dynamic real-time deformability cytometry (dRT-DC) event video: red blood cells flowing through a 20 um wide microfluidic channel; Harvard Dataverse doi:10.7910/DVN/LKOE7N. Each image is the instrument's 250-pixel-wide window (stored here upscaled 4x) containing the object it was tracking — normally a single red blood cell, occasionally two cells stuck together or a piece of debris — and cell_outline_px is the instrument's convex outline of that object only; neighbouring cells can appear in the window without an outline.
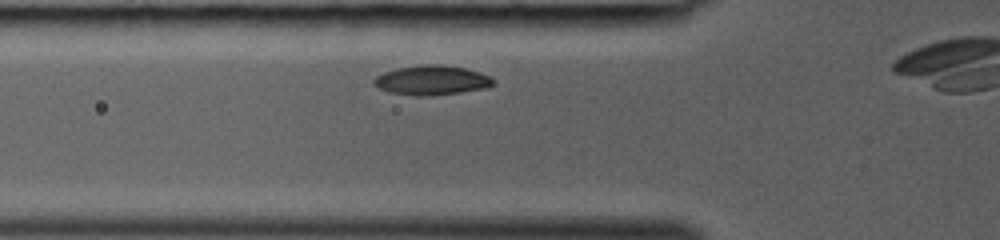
{"species": "common noctule bat (a hibernating species)", "species_latin": "Nyctalus noctula", "temperature_condition": "room temperature", "stored_images_in_passage": 11, "camera_frame_rate_fps": 3000, "um_per_image_px": 0.085, "animal": {"sex": "female", "body_mass_g": 19.0, "forearm_length_mm": 53.3}, "frame": {"image": 1, "passage_image": 4, "time_ms": 1.0, "image_size_px": [1000, 240], "cell_outline_px": [[496, 84], [484, 88], [460, 92], [424, 96], [420, 96], [392, 92], [380, 88], [372, 84], [372, 80], [376, 76], [384, 72], [396, 68], [424, 64], [440, 64], [464, 68], [480, 72], [496, 80]], "centroid_in_image_um": [36.7, 6.8], "position_along_channel_um": 89.1, "area_um2": 20.4}}
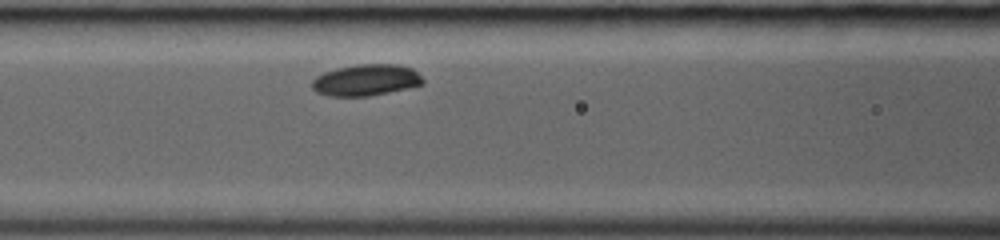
{"frame": {"image": 2, "passage_image": 7, "time_ms": 2.0, "image_size_px": [1000, 240], "cell_outline_px": [[424, 84], [388, 92], [368, 96], [328, 96], [316, 92], [312, 88], [312, 80], [316, 76], [324, 72], [336, 68], [356, 64], [396, 64], [412, 68], [424, 80]], "centroid_in_image_um": [31.08, 6.8], "position_along_channel_um": 135.5, "area_um2": 20.29}}
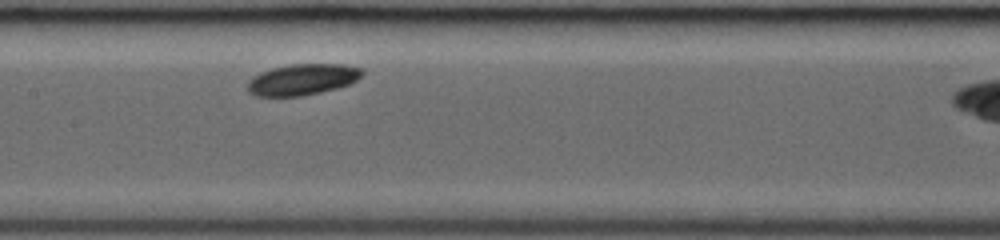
{"frame": {"image": 3, "passage_image": 10, "time_ms": 3.0, "image_size_px": [1000, 240], "cell_outline_px": [[364, 72], [356, 80], [348, 84], [336, 88], [320, 92], [300, 96], [256, 96], [248, 92], [248, 80], [252, 76], [260, 72], [272, 68], [288, 64], [344, 64], [364, 68]], "centroid_in_image_um": [25.69, 6.74], "position_along_channel_um": 181.7, "area_um2": 20.87}}